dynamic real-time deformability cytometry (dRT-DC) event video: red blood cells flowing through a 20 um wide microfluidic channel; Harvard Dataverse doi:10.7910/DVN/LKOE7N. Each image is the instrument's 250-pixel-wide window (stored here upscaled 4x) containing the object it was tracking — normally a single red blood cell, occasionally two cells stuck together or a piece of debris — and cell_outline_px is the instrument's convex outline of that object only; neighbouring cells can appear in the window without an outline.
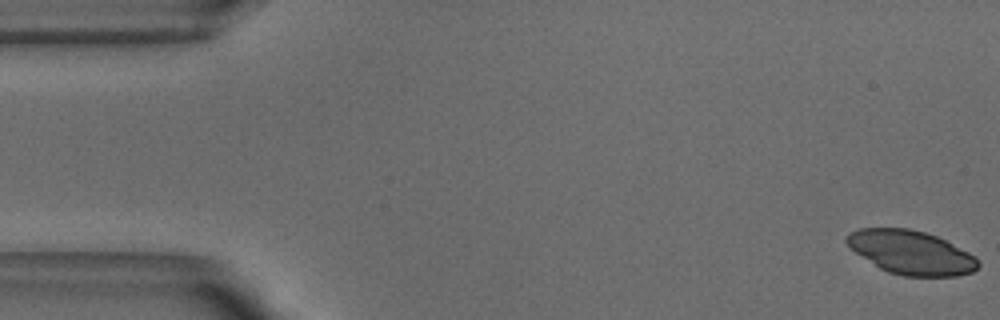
{"species": "common noctule bat (a hibernating species)", "species_latin": "Nyctalus noctula", "temperature_condition": "warm", "stored_images_in_passage": 52, "camera_frame_rate_fps": 3000, "um_per_image_px": 0.085, "animal": {"sex": "male", "body_mass_g": 18.8}, "frame": {"image": 1, "passage_image": 1, "time_ms": 0.0, "image_size_px": [1000, 320], "cell_outline_px": [[980, 264], [972, 272], [956, 276], [904, 276], [888, 272], [880, 268], [856, 252], [844, 240], [848, 232], [860, 228], [912, 228], [936, 236], [976, 256], [980, 260]], "centroid_in_image_um": [77.45, 21.45], "position_along_channel_um": 7.6, "area_um2": 33.35}}